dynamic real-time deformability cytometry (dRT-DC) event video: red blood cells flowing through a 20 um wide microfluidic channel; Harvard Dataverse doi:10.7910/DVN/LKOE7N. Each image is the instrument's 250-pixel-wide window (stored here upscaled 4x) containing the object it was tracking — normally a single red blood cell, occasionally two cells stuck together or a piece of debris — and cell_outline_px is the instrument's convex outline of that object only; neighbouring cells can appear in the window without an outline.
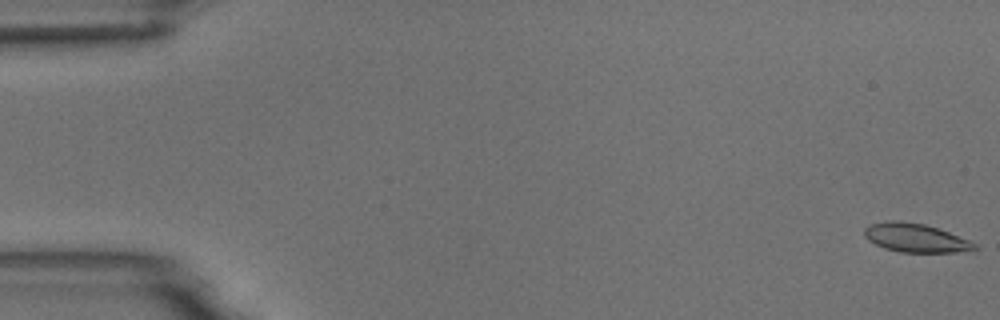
{"species": "common noctule bat (a hibernating species)", "species_latin": "Nyctalus noctula", "temperature_condition": "room temperature", "stored_images_in_passage": 6, "camera_frame_rate_fps": 3000, "um_per_image_px": 0.085, "animal": {"sex": "male", "body_mass_g": 18.8}, "frame": {"image": 1, "passage_image": 1, "time_ms": 0.0, "image_size_px": [1000, 320], "cell_outline_px": [[980, 248], [956, 252], [900, 252], [884, 248], [868, 240], [864, 236], [864, 228], [868, 224], [888, 220], [900, 220], [924, 224], [948, 232], [968, 240], [976, 244]], "centroid_in_image_um": [77.76, 20.21], "position_along_channel_um": 7.2, "area_um2": 18.38}}
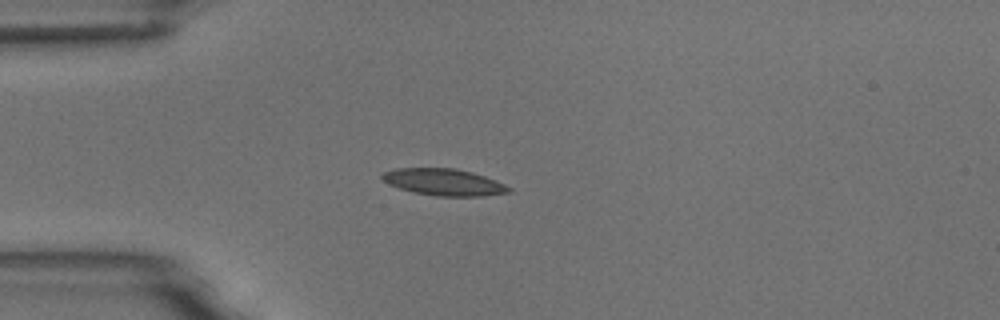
{"frame": {"image": 2, "passage_image": 5, "time_ms": 4.667, "image_size_px": [1000, 320], "cell_outline_px": [[512, 192], [484, 196], [436, 196], [412, 192], [388, 184], [380, 176], [384, 172], [396, 168], [456, 168], [472, 172], [496, 180], [512, 188]], "centroid_in_image_um": [37.75, 15.48], "position_along_channel_um": 47.2, "area_um2": 19.83}}